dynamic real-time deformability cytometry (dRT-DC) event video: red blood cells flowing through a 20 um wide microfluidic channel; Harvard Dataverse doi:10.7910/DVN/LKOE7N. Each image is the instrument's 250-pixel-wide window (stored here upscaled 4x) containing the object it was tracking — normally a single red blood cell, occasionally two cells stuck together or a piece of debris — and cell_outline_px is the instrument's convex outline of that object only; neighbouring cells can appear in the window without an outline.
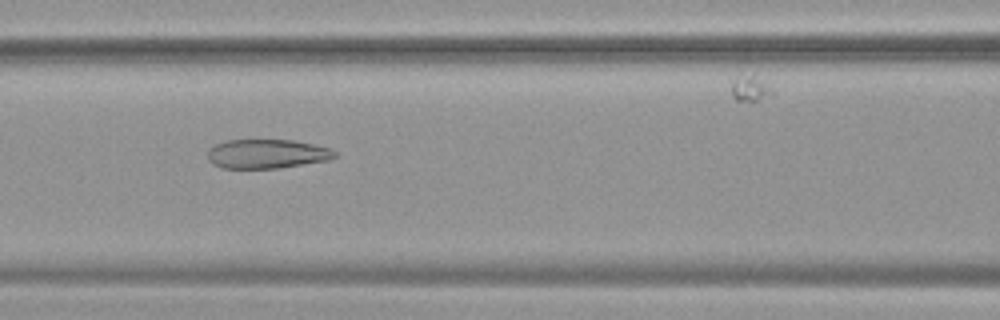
{"species": "common noctule bat (a hibernating species)", "species_latin": "Nyctalus noctula", "temperature_condition": "warm", "stored_images_in_passage": 54, "camera_frame_rate_fps": 3000, "um_per_image_px": 0.085, "animal": {"sex": "female", "body_mass_g": 19.9}, "frame": {"image": 1, "passage_image": 24, "time_ms": 7.667, "image_size_px": [1000, 320], "cell_outline_px": [[340, 156], [328, 160], [276, 168], [224, 168], [212, 164], [208, 160], [208, 148], [216, 144], [228, 140], [292, 140], [332, 148]], "centroid_in_image_um": [22.7, 13.07], "position_along_channel_um": 143.9, "area_um2": 21.62}}
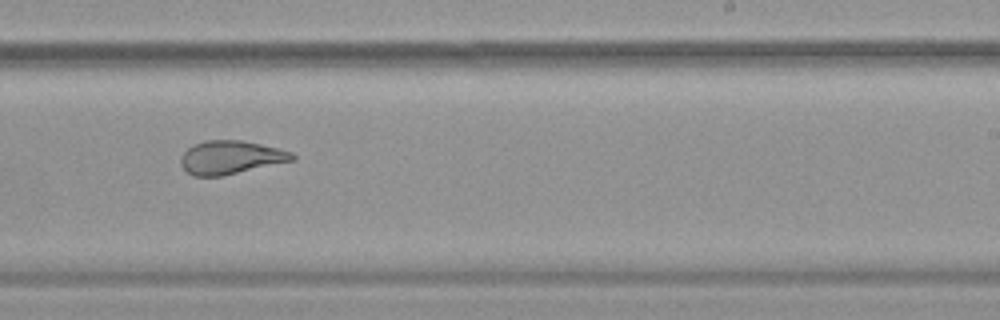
{"frame": {"image": 2, "passage_image": 34, "time_ms": 11.0, "image_size_px": [1000, 320], "cell_outline_px": [[296, 160], [220, 176], [192, 176], [180, 164], [180, 156], [192, 144], [204, 140], [240, 140], [260, 144], [292, 152], [296, 156]], "centroid_in_image_um": [19.59, 13.37], "position_along_channel_um": 269.4, "area_um2": 21.68}}
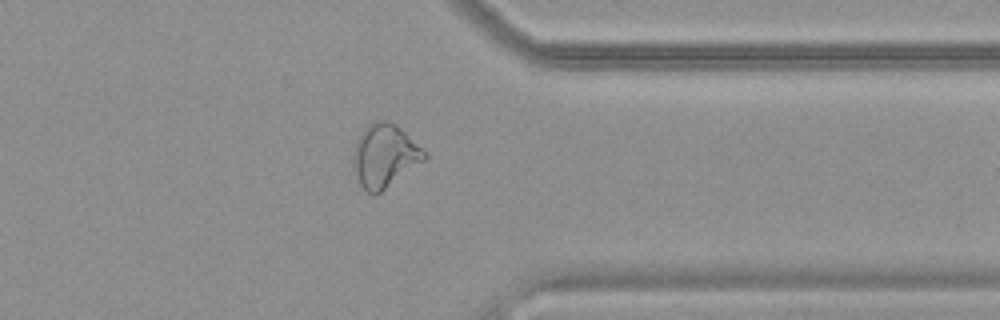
{"frame": {"image": 3, "passage_image": 43, "time_ms": 14.0, "image_size_px": [1000, 320], "cell_outline_px": [[428, 156], [424, 160], [376, 196], [372, 196], [360, 184], [352, 164], [352, 156], [356, 140], [364, 128], [372, 120], [388, 120], [396, 124]], "centroid_in_image_um": [32.64, 13.24], "position_along_channel_um": 378.8, "area_um2": 26.01}, "authors_computed_cell_mechanics": {"area_um2": 27.6862, "velocity_mm_per_s": 3.7912, "shape_relaxation_time_tau1_ms": null, "shape_relaxation_time_tau2_ms": 1.4246, "deformation_change_tau1": null, "deformation_change_tau2": 0.0806}}